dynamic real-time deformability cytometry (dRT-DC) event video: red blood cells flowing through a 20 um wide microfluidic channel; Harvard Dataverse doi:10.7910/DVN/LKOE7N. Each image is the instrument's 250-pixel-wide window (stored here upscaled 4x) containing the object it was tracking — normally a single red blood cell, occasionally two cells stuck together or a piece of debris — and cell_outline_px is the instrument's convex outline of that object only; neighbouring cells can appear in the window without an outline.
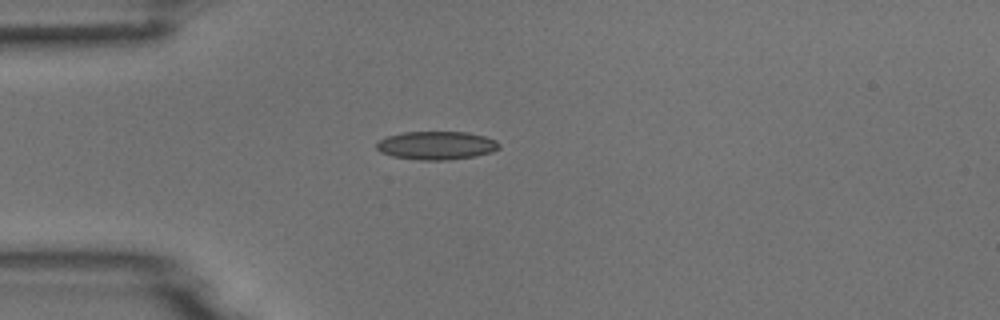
{"species": "common noctule bat (a hibernating species)", "species_latin": "Nyctalus noctula", "temperature_condition": "room temperature", "stored_images_in_passage": 1, "camera_frame_rate_fps": 3000, "um_per_image_px": 0.085, "animal": {"sex": "male", "body_mass_g": 18.8}, "frame": {"image": 1, "passage_image": 1, "time_ms": 0.0, "image_size_px": [1000, 320], "cell_outline_px": [[500, 148], [492, 152], [476, 156], [448, 160], [420, 160], [392, 156], [380, 152], [376, 148], [376, 144], [380, 140], [388, 136], [404, 132], [468, 132], [484, 136], [496, 140], [500, 144]], "centroid_in_image_um": [37.12, 12.36], "position_along_channel_um": 47.9, "area_um2": 20.29}}